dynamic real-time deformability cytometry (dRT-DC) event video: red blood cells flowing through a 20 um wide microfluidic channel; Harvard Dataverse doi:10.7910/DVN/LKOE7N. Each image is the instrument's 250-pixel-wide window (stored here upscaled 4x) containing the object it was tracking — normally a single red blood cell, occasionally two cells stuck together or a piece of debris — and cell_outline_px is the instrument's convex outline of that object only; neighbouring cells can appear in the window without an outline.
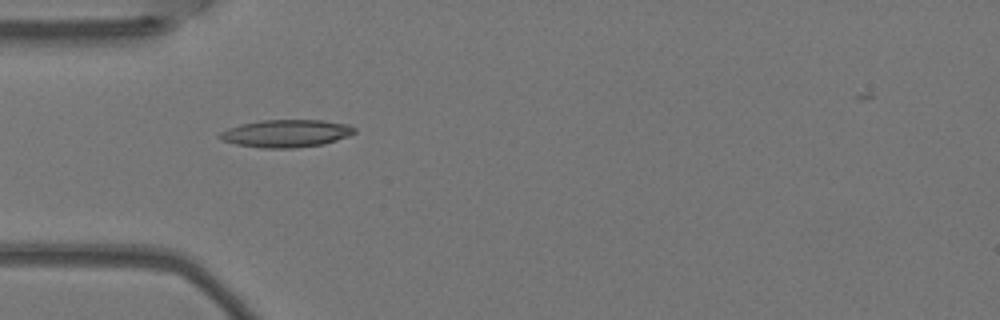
{"species": "Egyptian fruit bat (a non-hibernating species)", "species_latin": "Rousettus aegyptiacus", "temperature_condition": "warm", "stored_images_in_passage": 7, "camera_frame_rate_fps": 3000, "um_per_image_px": 0.085, "animal": {"sex": "female"}, "frame": {"image": 1, "passage_image": 4, "time_ms": 1.0, "image_size_px": [1000, 320], "cell_outline_px": [[356, 132], [348, 136], [324, 144], [292, 148], [260, 148], [236, 144], [224, 140], [216, 136], [220, 132], [228, 128], [240, 124], [260, 120], [324, 120], [348, 124], [356, 128]], "centroid_in_image_um": [24.33, 11.33], "position_along_channel_um": 60.7, "area_um2": 21.73}}
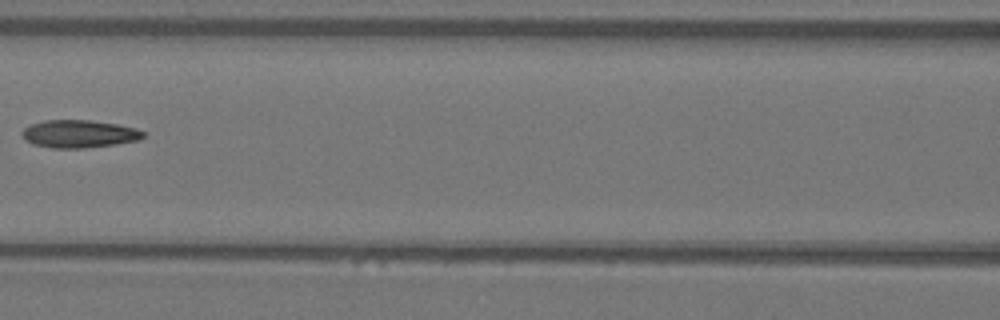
{"frame": {"image": 2, "passage_image": 6, "time_ms": 1.667, "image_size_px": [1000, 320], "cell_outline_px": [[144, 136], [140, 140], [116, 144], [84, 148], [52, 148], [32, 144], [24, 140], [24, 128], [32, 124], [44, 120], [88, 120], [116, 124], [136, 128], [144, 132]], "centroid_in_image_um": [6.74, 11.38], "position_along_channel_um": 159.9, "area_um2": 19.48}}
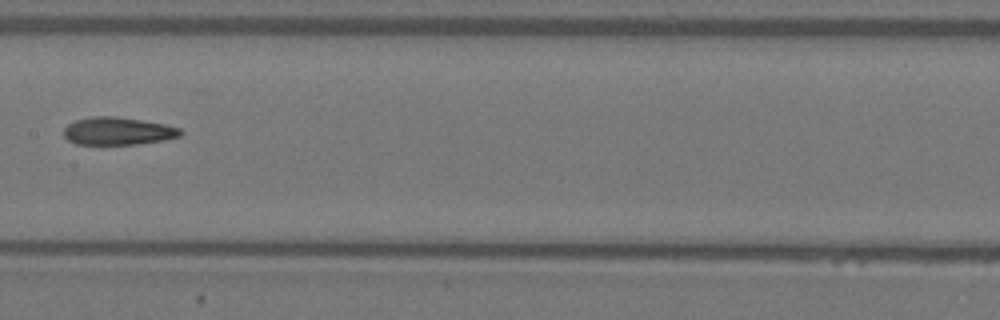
{"frame": {"image": 3, "passage_image": 7, "time_ms": 2.0, "image_size_px": [1000, 320], "cell_outline_px": [[184, 132], [180, 136], [164, 140], [136, 144], [76, 144], [68, 140], [64, 136], [64, 128], [68, 124], [76, 120], [92, 116], [112, 116], [140, 120], [164, 124], [180, 128]], "centroid_in_image_um": [10.02, 11.14], "position_along_channel_um": 197.4, "area_um2": 18.73}}